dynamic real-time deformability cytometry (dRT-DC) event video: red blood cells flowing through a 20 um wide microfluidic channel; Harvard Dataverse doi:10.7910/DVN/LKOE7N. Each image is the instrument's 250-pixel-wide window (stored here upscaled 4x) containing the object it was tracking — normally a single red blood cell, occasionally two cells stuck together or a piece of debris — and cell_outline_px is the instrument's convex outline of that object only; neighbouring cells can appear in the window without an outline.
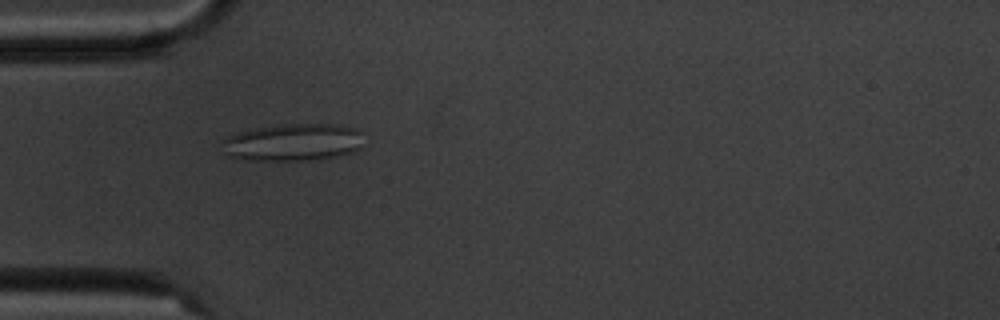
{"species": "common noctule bat (a hibernating species)", "species_latin": "Nyctalus noctula", "temperature_condition": "cold", "stored_images_in_passage": 5, "camera_frame_rate_fps": 3000, "um_per_image_px": 0.085, "animal": {"sex": "male", "body_mass_g": 20.1, "forearm_length_mm": 53.5}, "frame": {"image": 1, "passage_image": 3, "time_ms": 2.333, "image_size_px": [1000, 320], "cell_outline_px": [[360, 148], [352, 152], [340, 156], [320, 160], [248, 160], [228, 156], [224, 152], [224, 140], [228, 136], [236, 132], [256, 128], [280, 124], [336, 124], [356, 128], [360, 132]], "centroid_in_image_um": [24.92, 12.1], "position_along_channel_um": 60.1, "area_um2": 30.87}}
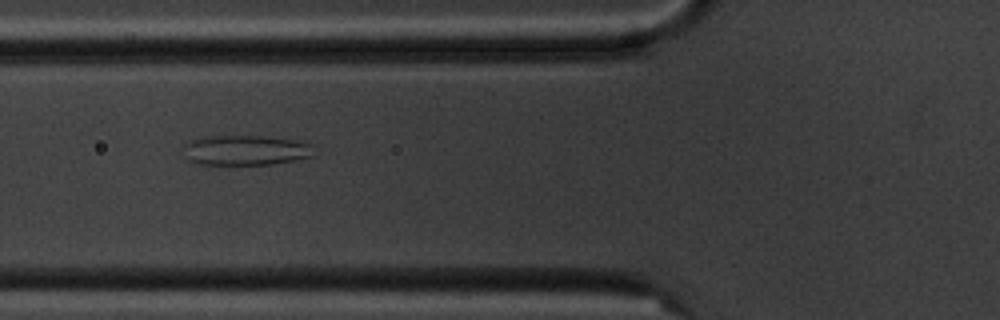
{"frame": {"image": 2, "passage_image": 4, "time_ms": 3.667, "image_size_px": [1000, 320], "cell_outline_px": [[316, 156], [272, 164], [196, 164], [188, 160], [184, 148], [184, 144], [200, 136], [260, 136], [292, 140], [312, 144]], "centroid_in_image_um": [20.88, 12.77], "position_along_channel_um": 104.9, "area_um2": 22.83}}